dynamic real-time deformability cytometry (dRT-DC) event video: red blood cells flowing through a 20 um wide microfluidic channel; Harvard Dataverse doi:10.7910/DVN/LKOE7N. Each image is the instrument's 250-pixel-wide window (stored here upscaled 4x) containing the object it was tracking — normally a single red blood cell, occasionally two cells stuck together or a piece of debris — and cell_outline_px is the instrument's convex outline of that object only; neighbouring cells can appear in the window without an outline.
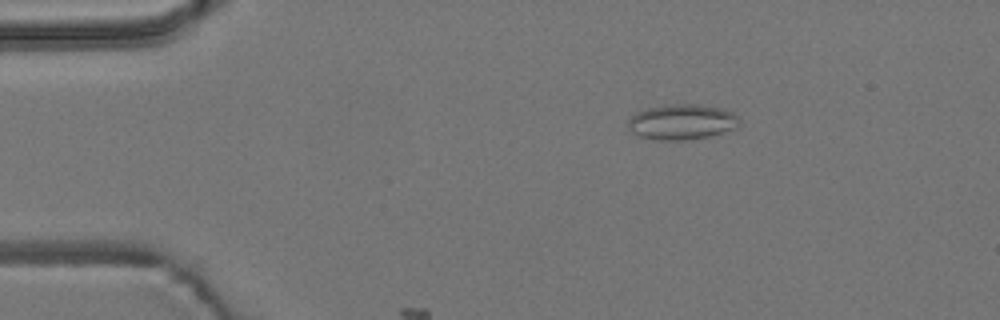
{"species": "common noctule bat (a hibernating species)", "species_latin": "Nyctalus noctula", "temperature_condition": "room temperature", "stored_images_in_passage": 9, "camera_frame_rate_fps": 3000, "um_per_image_px": 0.085, "animal": {"sex": "male", "body_mass_g": 19.2, "forearm_length_mm": 51.8}, "frame": {"image": 1, "passage_image": 1, "time_ms": 0.0, "image_size_px": [1000, 320], "cell_outline_px": [[740, 124], [736, 128], [708, 136], [684, 140], [660, 140], [640, 136], [632, 132], [628, 128], [628, 120], [636, 112], [648, 108], [672, 104], [696, 104], [720, 108], [732, 112], [740, 116]], "centroid_in_image_um": [57.98, 10.36], "position_along_channel_um": 27.0, "area_um2": 22.83}}